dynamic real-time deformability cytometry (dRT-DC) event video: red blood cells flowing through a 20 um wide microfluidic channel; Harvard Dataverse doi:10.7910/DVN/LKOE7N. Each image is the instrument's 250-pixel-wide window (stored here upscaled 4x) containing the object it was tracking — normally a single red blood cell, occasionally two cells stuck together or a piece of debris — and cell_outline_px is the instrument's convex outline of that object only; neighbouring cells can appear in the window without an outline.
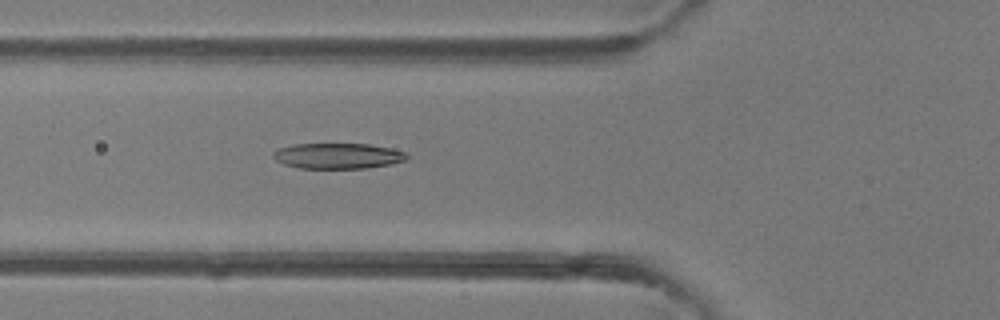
{"species": "common noctule bat (a hibernating species)", "species_latin": "Nyctalus noctula", "temperature_condition": "room temperature", "stored_images_in_passage": 36, "camera_frame_rate_fps": 3000, "um_per_image_px": 0.085, "animal": {"sex": "female"}, "frame": {"image": 1, "passage_image": 12, "time_ms": 3.667, "image_size_px": [1000, 320], "cell_outline_px": [[408, 160], [392, 164], [368, 168], [300, 168], [284, 164], [276, 160], [272, 156], [272, 152], [280, 148], [292, 144], [368, 144], [392, 148], [408, 152]], "centroid_in_image_um": [28.77, 13.25], "position_along_channel_um": 97.0, "area_um2": 20.11}}
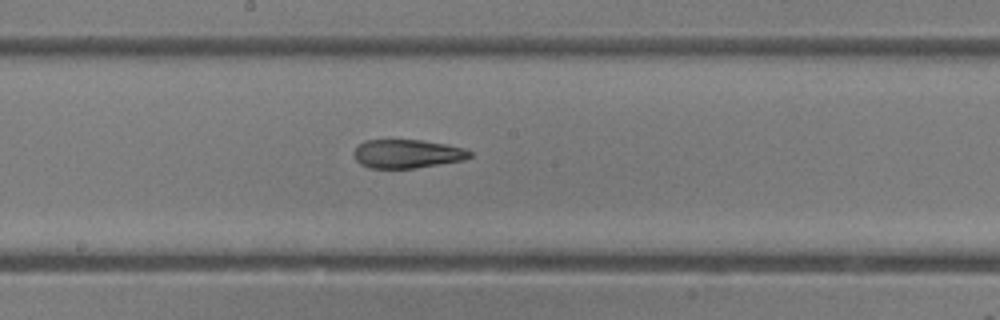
{"frame": {"image": 2, "passage_image": 20, "time_ms": 6.333, "image_size_px": [1000, 320], "cell_outline_px": [[472, 156], [464, 160], [416, 168], [368, 168], [360, 164], [356, 160], [352, 152], [364, 140], [420, 140], [444, 144], [464, 148], [472, 152]], "centroid_in_image_um": [34.6, 13.08], "position_along_channel_um": 213.6, "area_um2": 19.36}}
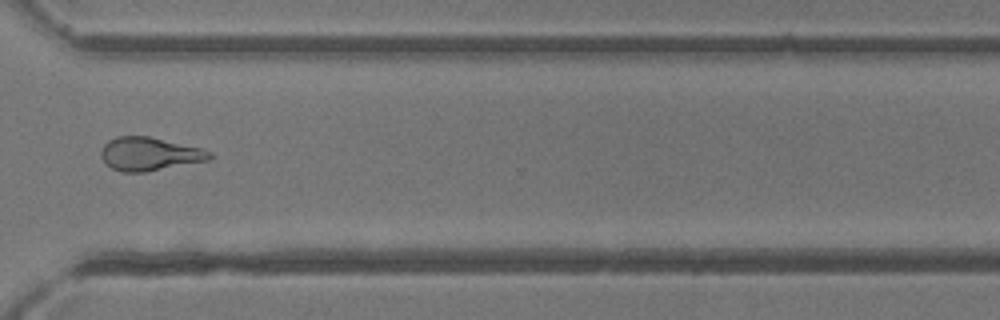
{"frame": {"image": 3, "passage_image": 30, "time_ms": 9.667, "image_size_px": [1000, 320], "cell_outline_px": [[212, 156], [208, 160], [144, 172], [124, 172], [112, 168], [100, 156], [100, 152], [104, 144], [108, 140], [116, 136], [148, 136], [200, 148], [212, 152]], "centroid_in_image_um": [12.67, 13.08], "position_along_channel_um": 357.9, "area_um2": 20.81}, "authors_computed_cell_mechanics": {"area_um2": 20.5768, "velocity_mm_per_s": 4.3396, "shape_relaxation_time_tau1_ms": 5.2358, "shape_relaxation_time_tau2_ms": 2.4387, "deformation_change_tau1": 0.1886, "deformation_change_tau2": 0.1275}}